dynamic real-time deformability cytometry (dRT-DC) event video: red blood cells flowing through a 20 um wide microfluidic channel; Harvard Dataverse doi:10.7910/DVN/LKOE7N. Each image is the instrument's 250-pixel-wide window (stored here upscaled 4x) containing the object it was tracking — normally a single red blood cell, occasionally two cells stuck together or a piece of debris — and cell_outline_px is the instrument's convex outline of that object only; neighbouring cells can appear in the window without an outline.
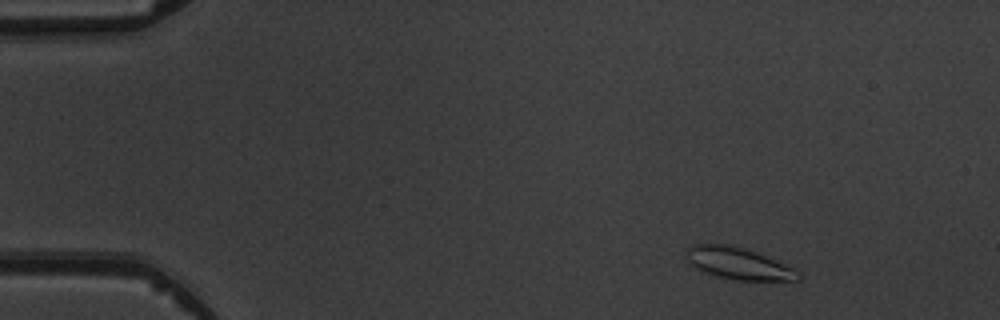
{"species": "common noctule bat (a hibernating species)", "species_latin": "Nyctalus noctula", "temperature_condition": "warm", "stored_images_in_passage": 5, "camera_frame_rate_fps": 3000, "um_per_image_px": 0.085, "animal": {"sex": "male", "body_mass_g": 19.5, "forearm_length_mm": 54.6}, "frame": {"image": 1, "passage_image": 1, "time_ms": 0.0, "image_size_px": [1000, 320], "cell_outline_px": [[800, 280], [736, 280], [720, 276], [696, 268], [688, 260], [688, 248], [692, 244], [732, 244], [756, 252], [792, 268], [800, 276]], "centroid_in_image_um": [62.75, 22.38], "position_along_channel_um": 22.3, "area_um2": 20.06}}
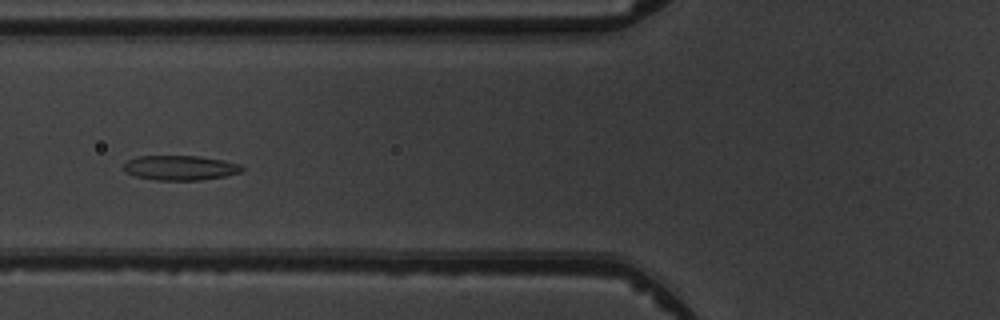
{"frame": {"image": 2, "passage_image": 5, "time_ms": 4.667, "image_size_px": [1000, 320], "cell_outline_px": [[244, 168], [240, 172], [224, 176], [200, 180], [156, 180], [136, 176], [128, 172], [124, 168], [124, 164], [128, 160], [136, 156], [200, 156], [224, 160], [240, 164]], "centroid_in_image_um": [15.34, 14.25], "position_along_channel_um": 110.5, "area_um2": 16.94}}